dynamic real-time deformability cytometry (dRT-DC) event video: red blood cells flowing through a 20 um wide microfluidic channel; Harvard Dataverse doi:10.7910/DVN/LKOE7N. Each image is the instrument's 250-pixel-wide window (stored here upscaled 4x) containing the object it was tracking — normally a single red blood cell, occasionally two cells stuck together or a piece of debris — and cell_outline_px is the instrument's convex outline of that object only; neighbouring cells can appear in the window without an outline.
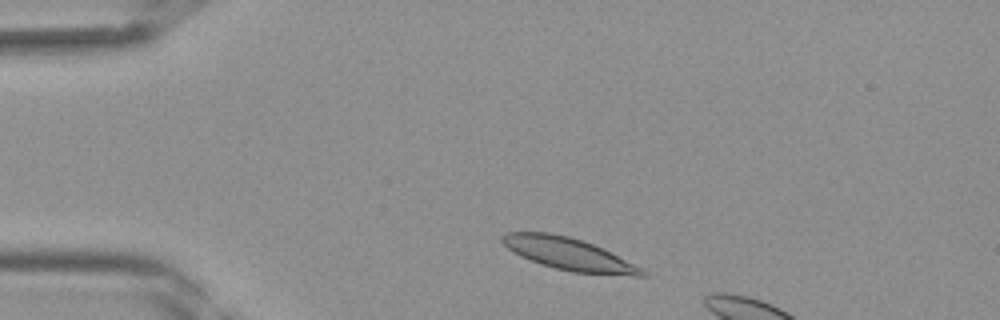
{"species": "Egyptian fruit bat (a non-hibernating species)", "species_latin": "Rousettus aegyptiacus", "temperature_condition": "room temperature", "stored_images_in_passage": 6, "camera_frame_rate_fps": 3000, "um_per_image_px": 0.085, "frame": {"image": 1, "passage_image": 3, "time_ms": 0.667, "image_size_px": [1000, 320], "cell_outline_px": [[648, 276], [632, 276], [572, 272], [540, 264], [520, 256], [508, 248], [500, 240], [500, 236], [504, 232], [548, 232], [568, 236], [584, 240], [644, 268], [648, 272]], "centroid_in_image_um": [48.36, 21.59], "position_along_channel_um": 36.6, "area_um2": 26.41}}